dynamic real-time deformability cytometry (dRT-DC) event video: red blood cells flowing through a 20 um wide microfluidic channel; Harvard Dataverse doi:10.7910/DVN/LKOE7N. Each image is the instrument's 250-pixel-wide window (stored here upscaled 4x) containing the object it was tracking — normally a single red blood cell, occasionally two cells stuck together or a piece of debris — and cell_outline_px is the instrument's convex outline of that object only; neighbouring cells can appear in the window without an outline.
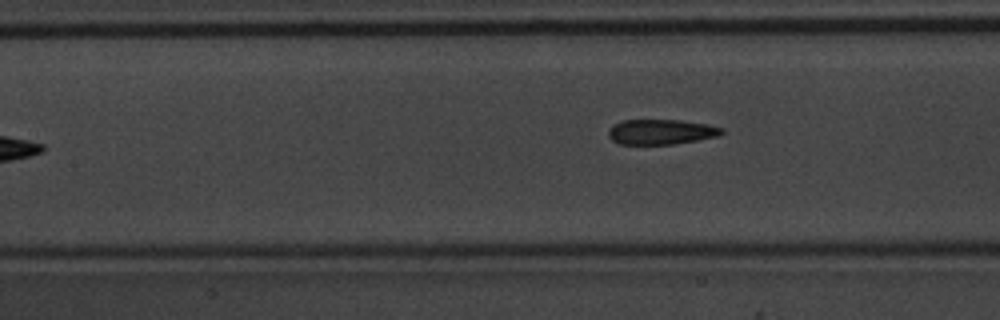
{"species": "common noctule bat (a hibernating species)", "species_latin": "Nyctalus noctula", "temperature_condition": "warm", "stored_images_in_passage": 7, "camera_frame_rate_fps": 3000, "um_per_image_px": 0.085, "animal": {"sex": "male", "body_mass_g": 20.1, "forearm_length_mm": 53.5}, "frame": {"image": 1, "passage_image": 7, "time_ms": 2.0, "image_size_px": [1000, 320], "cell_outline_px": [[724, 132], [720, 136], [672, 144], [620, 144], [612, 140], [608, 136], [608, 128], [612, 124], [620, 120], [680, 120], [708, 124], [724, 128]], "centroid_in_image_um": [56.17, 11.2], "position_along_channel_um": 151.2, "area_um2": 16.76}}